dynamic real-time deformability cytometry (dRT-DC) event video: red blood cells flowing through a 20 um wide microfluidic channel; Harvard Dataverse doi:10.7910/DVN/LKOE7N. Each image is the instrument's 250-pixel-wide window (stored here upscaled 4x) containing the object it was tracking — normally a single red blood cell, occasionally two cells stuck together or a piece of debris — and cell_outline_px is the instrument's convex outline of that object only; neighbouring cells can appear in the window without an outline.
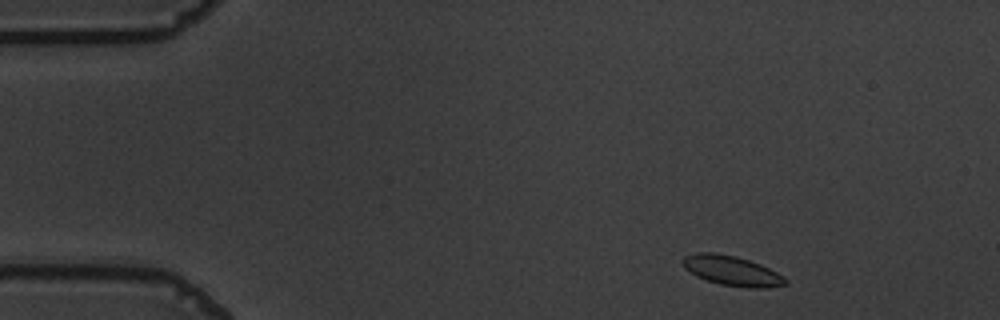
{"species": "common noctule bat (a hibernating species)", "species_latin": "Nyctalus noctula", "temperature_condition": "warm", "stored_images_in_passage": 52, "camera_frame_rate_fps": 3000, "um_per_image_px": 0.085, "animal": {"sex": "male", "body_mass_g": 19.5, "forearm_length_mm": 54.6}, "frame": {"image": 1, "passage_image": 3, "time_ms": 0.667, "image_size_px": [1000, 320], "cell_outline_px": [[788, 284], [764, 288], [748, 288], [720, 284], [696, 276], [684, 268], [680, 260], [684, 256], [696, 252], [716, 252], [736, 256], [760, 264], [784, 276], [788, 280]], "centroid_in_image_um": [62.19, 23.0], "position_along_channel_um": 22.8, "area_um2": 17.98}}
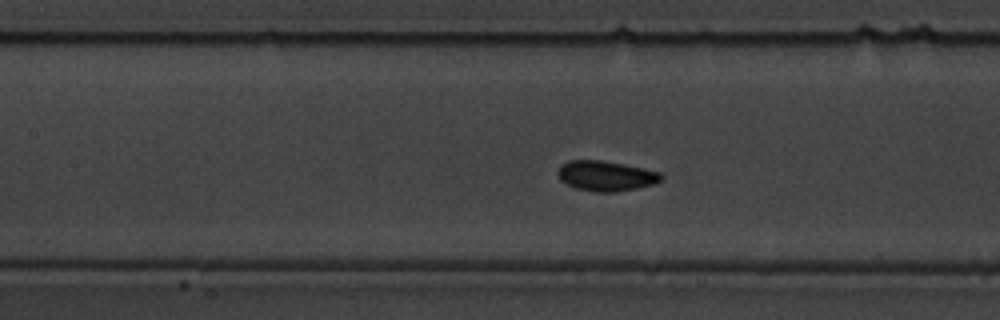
{"frame": {"image": 2, "passage_image": 21, "time_ms": 6.667, "image_size_px": [1000, 320], "cell_outline_px": [[664, 176], [656, 184], [616, 192], [592, 192], [576, 188], [560, 180], [556, 172], [560, 164], [568, 160], [600, 160], [624, 164], [644, 168], [660, 172]], "centroid_in_image_um": [51.49, 14.95], "position_along_channel_um": 155.9, "area_um2": 18.38}}
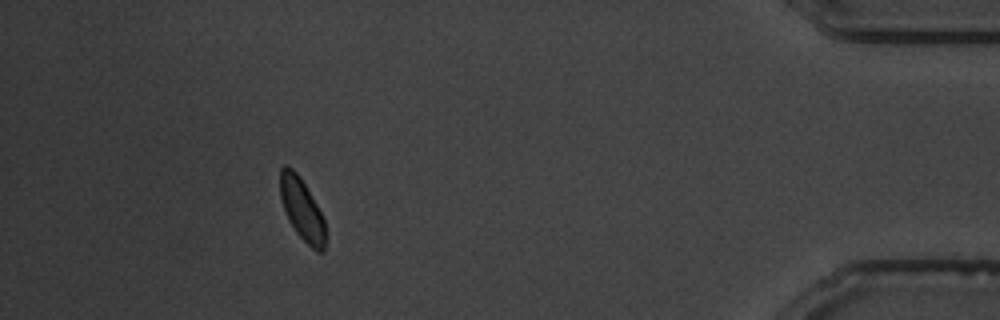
{"frame": {"image": 3, "passage_image": 47, "time_ms": 15.333, "image_size_px": [1000, 320], "cell_outline_px": [[324, 252], [316, 252], [296, 232], [288, 220], [280, 196], [280, 168], [284, 164], [288, 164], [300, 176], [316, 204], [324, 220]], "centroid_in_image_um": [25.63, 17.75], "position_along_channel_um": 409.6, "area_um2": 16.13}, "authors_computed_cell_mechanics": {"area_um2": 17.4556, "velocity_mm_per_s": 3.562, "shape_relaxation_time_tau1_ms": 10.7172, "shape_relaxation_time_tau2_ms": null, "deformation_change_tau1": 0.2205, "deformation_change_tau2": null}}